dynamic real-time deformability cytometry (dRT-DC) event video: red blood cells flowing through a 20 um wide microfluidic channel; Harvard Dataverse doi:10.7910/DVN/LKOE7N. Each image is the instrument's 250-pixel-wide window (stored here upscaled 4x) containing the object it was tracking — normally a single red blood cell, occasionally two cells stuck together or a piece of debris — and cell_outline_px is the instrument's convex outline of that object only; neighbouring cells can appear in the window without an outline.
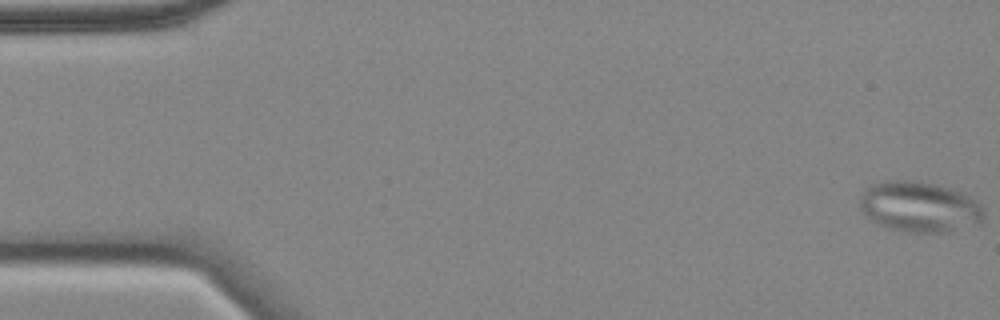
{"species": "common noctule bat (a hibernating species)", "species_latin": "Nyctalus noctula", "temperature_condition": "cold", "stored_images_in_passage": 58, "camera_frame_rate_fps": 3000, "um_per_image_px": 0.085, "animal": {"sex": "female", "body_mass_g": 18.4}, "frame": {"image": 1, "passage_image": 1, "time_ms": 0.0, "image_size_px": [1000, 320], "cell_outline_px": [[984, 224], [944, 232], [908, 232], [888, 228], [880, 224], [868, 216], [860, 208], [860, 196], [872, 184], [888, 180], [916, 180], [948, 188], [960, 192], [968, 196], [980, 204], [984, 208]], "centroid_in_image_um": [78.21, 17.59], "position_along_channel_um": 6.8, "area_um2": 36.41}, "authors_computed_cell_mechanics": {"area_um2": 29.9982, "velocity_mm_per_s": 3.4969, "shape_relaxation_time_tau1_ms": null, "shape_relaxation_time_tau2_ms": 1.8903, "deformation_change_tau1": null, "deformation_change_tau2": 0.0768}}